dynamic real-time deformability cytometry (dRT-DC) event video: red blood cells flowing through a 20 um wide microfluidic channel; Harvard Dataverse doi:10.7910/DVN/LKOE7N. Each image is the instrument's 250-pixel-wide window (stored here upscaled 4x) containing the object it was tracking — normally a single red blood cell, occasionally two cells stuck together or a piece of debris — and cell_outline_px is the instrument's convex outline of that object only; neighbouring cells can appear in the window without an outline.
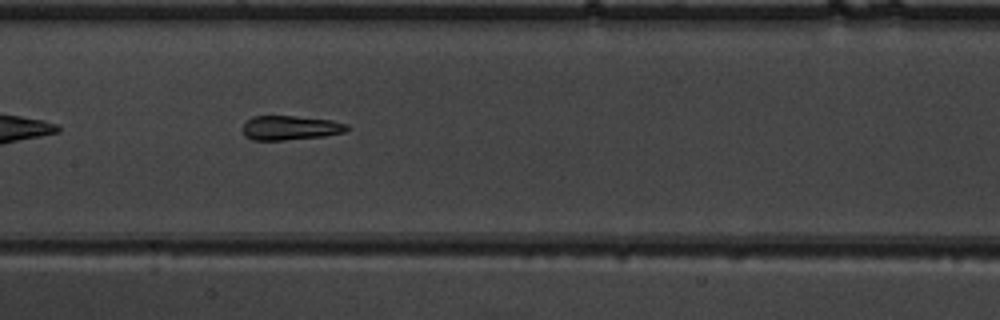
{"species": "common noctule bat (a hibernating species)", "species_latin": "Nyctalus noctula", "temperature_condition": "warm", "stored_images_in_passage": 38, "camera_frame_rate_fps": 3000, "um_per_image_px": 0.085, "animal": {"sex": "male", "body_mass_g": 19.5, "forearm_length_mm": 54.6}, "frame": {"image": 1, "passage_image": 12, "time_ms": 3.667, "image_size_px": [1000, 320], "cell_outline_px": [[352, 128], [344, 132], [324, 136], [284, 140], [252, 140], [244, 136], [244, 124], [252, 116], [296, 116], [332, 120], [348, 124]], "centroid_in_image_um": [24.72, 10.86], "position_along_channel_um": 182.7, "area_um2": 14.85}}
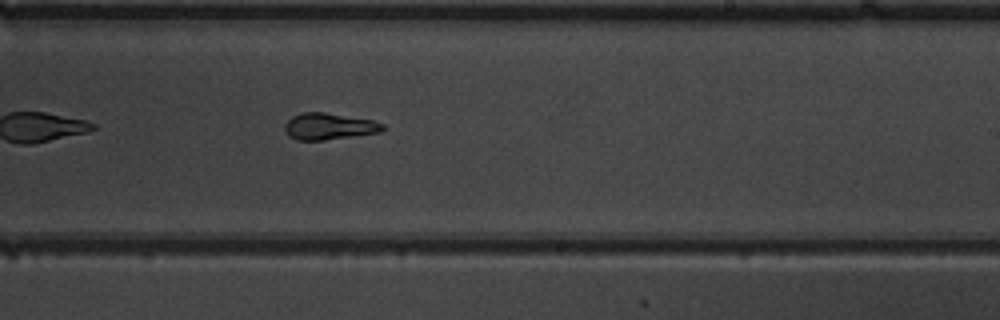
{"frame": {"image": 2, "passage_image": 18, "time_ms": 5.667, "image_size_px": [1000, 320], "cell_outline_px": [[384, 128], [380, 132], [324, 140], [296, 140], [288, 136], [284, 128], [284, 124], [292, 116], [300, 112], [324, 112], [372, 120], [384, 124]], "centroid_in_image_um": [27.91, 10.74], "position_along_channel_um": 261.1, "area_um2": 15.14}}
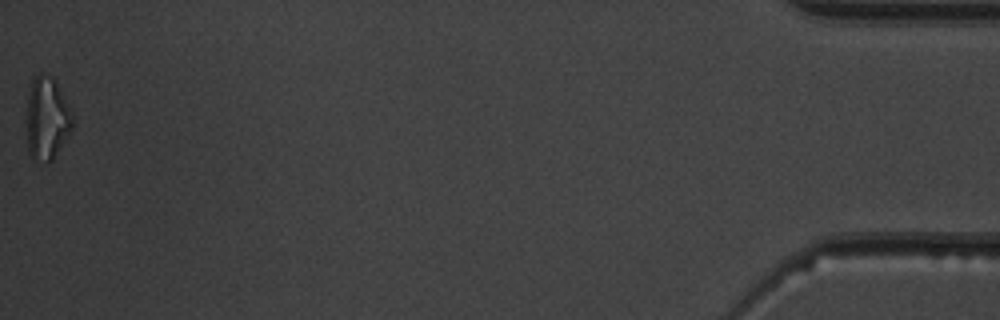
{"frame": {"image": 3, "passage_image": 38, "time_ms": 12.333, "image_size_px": [1000, 320], "cell_outline_px": [[72, 128], [52, 160], [48, 164], [32, 160], [28, 152], [24, 124], [28, 96], [32, 80], [40, 72], [52, 76], [56, 80], [72, 112]], "centroid_in_image_um": [3.93, 10.09], "position_along_channel_um": 431.3, "area_um2": 22.83}, "authors_computed_cell_mechanics": {"area_um2": 15.3748, "velocity_mm_per_s": 3.9339, "shape_relaxation_time_tau1_ms": 4.2277, "shape_relaxation_time_tau2_ms": 2.039, "deformation_change_tau1": 0.1755, "deformation_change_tau2": 0.1207}}